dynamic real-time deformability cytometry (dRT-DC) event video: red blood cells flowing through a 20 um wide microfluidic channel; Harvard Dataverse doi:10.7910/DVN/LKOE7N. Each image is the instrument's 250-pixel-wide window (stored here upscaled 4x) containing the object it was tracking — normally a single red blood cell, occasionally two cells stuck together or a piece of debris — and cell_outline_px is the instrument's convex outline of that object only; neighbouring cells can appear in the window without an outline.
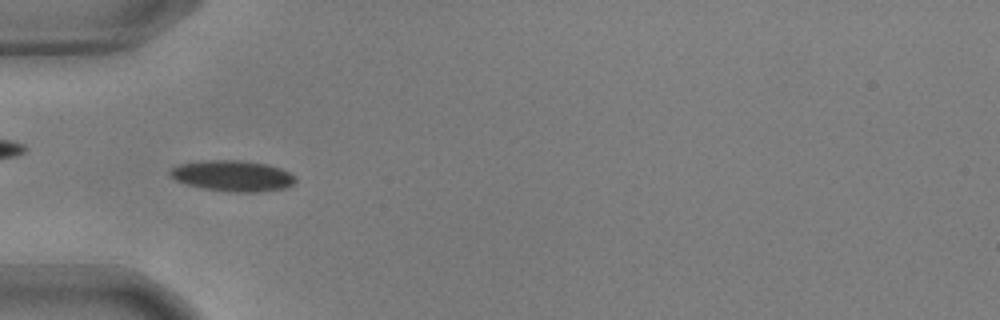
{"species": "common noctule bat (a hibernating species)", "species_latin": "Nyctalus noctula", "temperature_condition": "warm", "stored_images_in_passage": 57, "camera_frame_rate_fps": 3000, "um_per_image_px": 0.085, "animal": {"sex": "male", "body_mass_g": 17.9, "forearm_length_mm": 54.2}, "frame": {"image": 1, "passage_image": 18, "time_ms": 5.667, "image_size_px": [1000, 320], "cell_outline_px": [[296, 180], [292, 184], [284, 188], [260, 192], [224, 192], [204, 188], [188, 184], [176, 180], [168, 172], [172, 168], [180, 164], [200, 160], [244, 160], [268, 164], [280, 168], [296, 176]], "centroid_in_image_um": [19.79, 14.94], "position_along_channel_um": 65.2, "area_um2": 22.66}}
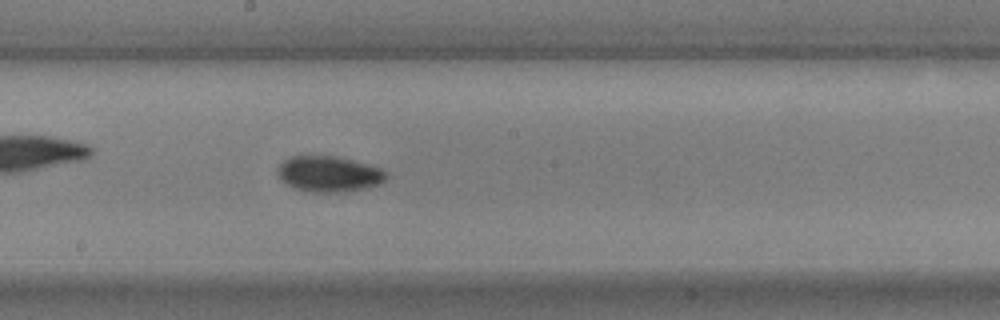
{"frame": {"image": 2, "passage_image": 31, "time_ms": 10.0, "image_size_px": [1000, 320], "cell_outline_px": [[388, 176], [380, 184], [368, 188], [348, 192], [308, 192], [292, 188], [280, 180], [276, 172], [276, 168], [288, 156], [336, 156], [368, 164], [380, 168], [388, 172]], "centroid_in_image_um": [27.94, 14.8], "position_along_channel_um": 220.3, "area_um2": 23.12}}
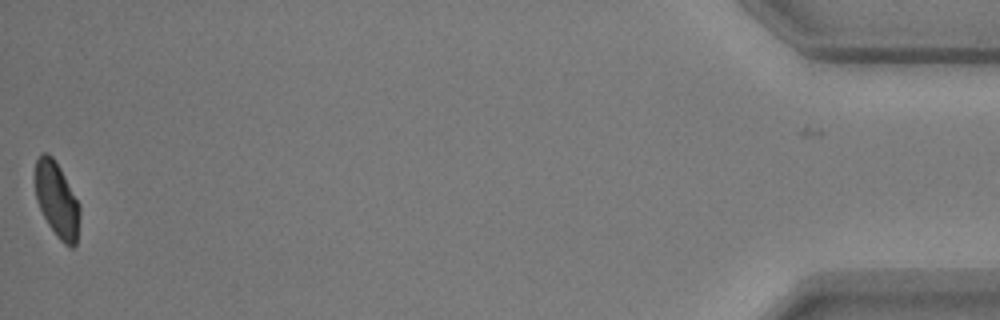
{"frame": {"image": 3, "passage_image": 56, "time_ms": 18.333, "image_size_px": [1000, 320], "cell_outline_px": [[80, 216], [76, 244], [72, 248], [64, 244], [56, 236], [48, 224], [36, 200], [36, 160], [44, 152], [48, 152], [52, 156], [60, 168], [80, 204]], "centroid_in_image_um": [4.86, 17.01], "position_along_channel_um": 430.3, "area_um2": 19.42}, "authors_computed_cell_mechanics": {"area_um2": 20.7502, "velocity_mm_per_s": 3.6005, "shape_relaxation_time_tau1_ms": 4.8011, "shape_relaxation_time_tau2_ms": 3.4123, "deformation_change_tau1": 0.1279, "deformation_change_tau2": 0.0622}}